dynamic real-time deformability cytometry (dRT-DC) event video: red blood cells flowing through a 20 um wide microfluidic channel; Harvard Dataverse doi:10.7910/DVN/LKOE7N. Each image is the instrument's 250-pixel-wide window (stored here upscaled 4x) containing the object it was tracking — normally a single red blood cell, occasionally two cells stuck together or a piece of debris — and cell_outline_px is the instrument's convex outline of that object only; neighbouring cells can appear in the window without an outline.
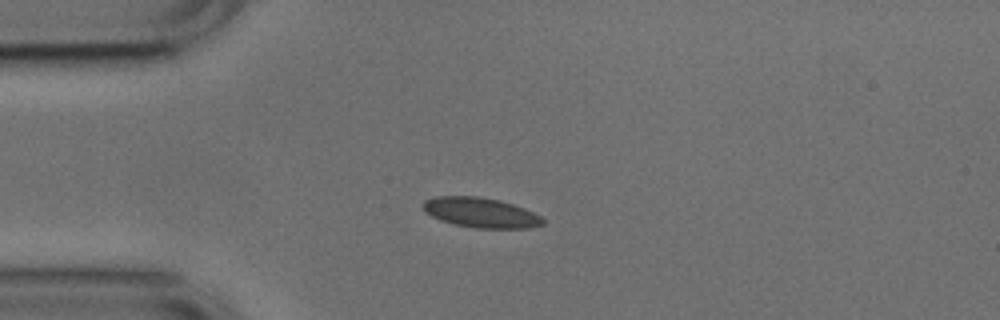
{"species": "common noctule bat (a hibernating species)", "species_latin": "Nyctalus noctula", "temperature_condition": "cold", "stored_images_in_passage": 41, "camera_frame_rate_fps": 3000, "um_per_image_px": 0.085, "animal": {"sex": "male", "body_mass_g": 17.9, "forearm_length_mm": 54.2}, "frame": {"image": 1, "passage_image": 1, "time_ms": 0.0, "image_size_px": [1000, 320], "cell_outline_px": [[544, 224], [528, 228], [476, 228], [456, 224], [440, 220], [424, 212], [420, 204], [424, 200], [436, 196], [476, 196], [500, 200], [524, 208], [540, 216], [544, 220]], "centroid_in_image_um": [40.82, 18.06], "position_along_channel_um": 44.2, "area_um2": 20.92}}
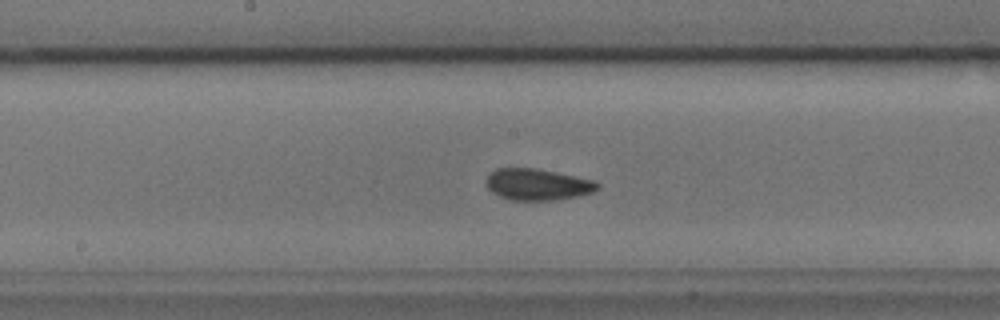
{"frame": {"image": 2, "passage_image": 15, "time_ms": 4.667, "image_size_px": [1000, 320], "cell_outline_px": [[600, 188], [592, 192], [576, 196], [552, 200], [512, 200], [500, 196], [492, 192], [488, 188], [488, 176], [496, 168], [536, 168], [596, 180], [600, 184]], "centroid_in_image_um": [45.73, 15.67], "position_along_channel_um": 202.5, "area_um2": 20.23}}
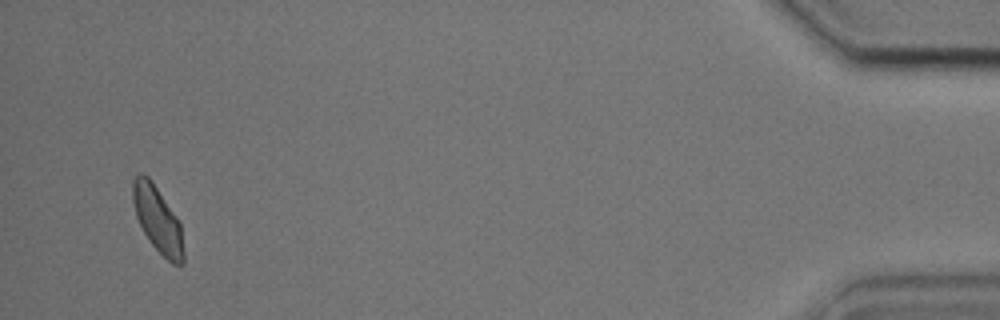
{"frame": {"image": 3, "passage_image": 39, "time_ms": 12.667, "image_size_px": [1000, 320], "cell_outline_px": [[184, 264], [172, 264], [152, 244], [144, 232], [136, 216], [132, 200], [132, 180], [140, 172], [148, 176], [152, 180], [180, 224], [184, 252]], "centroid_in_image_um": [13.38, 18.64], "position_along_channel_um": 421.8, "area_um2": 19.19}, "authors_computed_cell_mechanics": {"area_um2": 20.1144, "velocity_mm_per_s": 3.7524, "shape_relaxation_time_tau1_ms": 2.937, "shape_relaxation_time_tau2_ms": 1.3466, "deformation_change_tau1": 0.0661, "deformation_change_tau2": 0.0486}}